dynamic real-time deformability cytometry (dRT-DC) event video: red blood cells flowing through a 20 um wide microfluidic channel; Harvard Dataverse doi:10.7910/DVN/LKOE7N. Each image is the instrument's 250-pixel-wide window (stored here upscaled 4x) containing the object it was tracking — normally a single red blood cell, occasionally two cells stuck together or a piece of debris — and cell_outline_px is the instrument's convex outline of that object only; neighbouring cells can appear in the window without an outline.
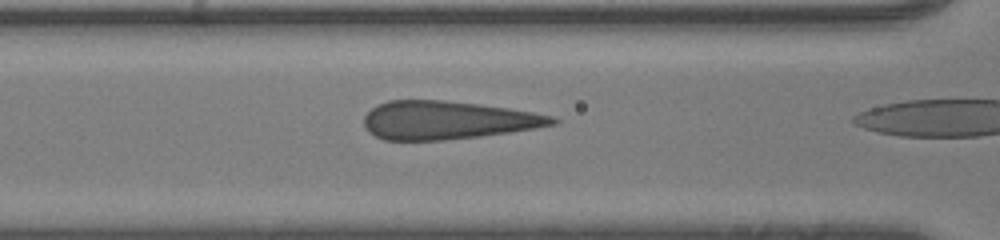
{"species": "human", "species_latin": "Homo sapiens", "temperature_condition": "room temperature", "stored_images_in_passage": 10, "camera_frame_rate_fps": 3000, "um_per_image_px": 0.085, "donor": {"sex": "male"}, "frame": {"image": 1, "passage_image": 9, "time_ms": 2.667, "image_size_px": [1000, 240], "cell_outline_px": [[560, 120], [556, 124], [508, 132], [480, 136], [444, 140], [384, 140], [368, 132], [364, 124], [364, 116], [376, 104], [388, 100], [444, 100], [480, 104], [508, 108], [532, 112], [552, 116]], "centroid_in_image_um": [37.98, 10.21], "position_along_channel_um": 128.6, "area_um2": 41.85}}